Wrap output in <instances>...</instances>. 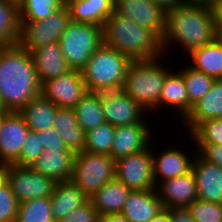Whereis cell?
<instances>
[{
    "label": "cell",
    "mask_w": 222,
    "mask_h": 222,
    "mask_svg": "<svg viewBox=\"0 0 222 222\" xmlns=\"http://www.w3.org/2000/svg\"><path fill=\"white\" fill-rule=\"evenodd\" d=\"M100 215L89 199L58 222H98Z\"/></svg>",
    "instance_id": "40"
},
{
    "label": "cell",
    "mask_w": 222,
    "mask_h": 222,
    "mask_svg": "<svg viewBox=\"0 0 222 222\" xmlns=\"http://www.w3.org/2000/svg\"><path fill=\"white\" fill-rule=\"evenodd\" d=\"M58 42L68 66L81 71L93 52L103 44V28L71 21Z\"/></svg>",
    "instance_id": "6"
},
{
    "label": "cell",
    "mask_w": 222,
    "mask_h": 222,
    "mask_svg": "<svg viewBox=\"0 0 222 222\" xmlns=\"http://www.w3.org/2000/svg\"><path fill=\"white\" fill-rule=\"evenodd\" d=\"M187 209L196 222H222V204L196 199Z\"/></svg>",
    "instance_id": "37"
},
{
    "label": "cell",
    "mask_w": 222,
    "mask_h": 222,
    "mask_svg": "<svg viewBox=\"0 0 222 222\" xmlns=\"http://www.w3.org/2000/svg\"><path fill=\"white\" fill-rule=\"evenodd\" d=\"M70 22V13L65 4L41 21H21L17 44L31 52L36 48L58 42Z\"/></svg>",
    "instance_id": "8"
},
{
    "label": "cell",
    "mask_w": 222,
    "mask_h": 222,
    "mask_svg": "<svg viewBox=\"0 0 222 222\" xmlns=\"http://www.w3.org/2000/svg\"><path fill=\"white\" fill-rule=\"evenodd\" d=\"M114 13L151 30L161 40L166 12L152 0H115Z\"/></svg>",
    "instance_id": "13"
},
{
    "label": "cell",
    "mask_w": 222,
    "mask_h": 222,
    "mask_svg": "<svg viewBox=\"0 0 222 222\" xmlns=\"http://www.w3.org/2000/svg\"><path fill=\"white\" fill-rule=\"evenodd\" d=\"M115 126L108 122L85 133L84 151L110 155L112 150Z\"/></svg>",
    "instance_id": "34"
},
{
    "label": "cell",
    "mask_w": 222,
    "mask_h": 222,
    "mask_svg": "<svg viewBox=\"0 0 222 222\" xmlns=\"http://www.w3.org/2000/svg\"><path fill=\"white\" fill-rule=\"evenodd\" d=\"M196 152L206 161L222 168V145L195 143Z\"/></svg>",
    "instance_id": "42"
},
{
    "label": "cell",
    "mask_w": 222,
    "mask_h": 222,
    "mask_svg": "<svg viewBox=\"0 0 222 222\" xmlns=\"http://www.w3.org/2000/svg\"><path fill=\"white\" fill-rule=\"evenodd\" d=\"M222 118V79L215 80L208 93L195 105L182 123L190 134L201 122Z\"/></svg>",
    "instance_id": "21"
},
{
    "label": "cell",
    "mask_w": 222,
    "mask_h": 222,
    "mask_svg": "<svg viewBox=\"0 0 222 222\" xmlns=\"http://www.w3.org/2000/svg\"><path fill=\"white\" fill-rule=\"evenodd\" d=\"M215 41L218 43V45L222 49V32L215 34Z\"/></svg>",
    "instance_id": "51"
},
{
    "label": "cell",
    "mask_w": 222,
    "mask_h": 222,
    "mask_svg": "<svg viewBox=\"0 0 222 222\" xmlns=\"http://www.w3.org/2000/svg\"><path fill=\"white\" fill-rule=\"evenodd\" d=\"M65 4V0H25L18 9V20L41 21Z\"/></svg>",
    "instance_id": "35"
},
{
    "label": "cell",
    "mask_w": 222,
    "mask_h": 222,
    "mask_svg": "<svg viewBox=\"0 0 222 222\" xmlns=\"http://www.w3.org/2000/svg\"><path fill=\"white\" fill-rule=\"evenodd\" d=\"M150 222H171L170 208H163Z\"/></svg>",
    "instance_id": "47"
},
{
    "label": "cell",
    "mask_w": 222,
    "mask_h": 222,
    "mask_svg": "<svg viewBox=\"0 0 222 222\" xmlns=\"http://www.w3.org/2000/svg\"><path fill=\"white\" fill-rule=\"evenodd\" d=\"M181 67L182 68H178V70L182 73L188 93L190 113L193 105H195L206 93L210 91L215 79L207 76L203 72L195 70L190 65Z\"/></svg>",
    "instance_id": "31"
},
{
    "label": "cell",
    "mask_w": 222,
    "mask_h": 222,
    "mask_svg": "<svg viewBox=\"0 0 222 222\" xmlns=\"http://www.w3.org/2000/svg\"><path fill=\"white\" fill-rule=\"evenodd\" d=\"M191 135V136H190ZM195 143L222 145V118L208 119L201 122L190 134Z\"/></svg>",
    "instance_id": "36"
},
{
    "label": "cell",
    "mask_w": 222,
    "mask_h": 222,
    "mask_svg": "<svg viewBox=\"0 0 222 222\" xmlns=\"http://www.w3.org/2000/svg\"><path fill=\"white\" fill-rule=\"evenodd\" d=\"M6 113H0V126H1V123H2V120H3V116L5 115Z\"/></svg>",
    "instance_id": "53"
},
{
    "label": "cell",
    "mask_w": 222,
    "mask_h": 222,
    "mask_svg": "<svg viewBox=\"0 0 222 222\" xmlns=\"http://www.w3.org/2000/svg\"><path fill=\"white\" fill-rule=\"evenodd\" d=\"M50 197L55 222L60 221L89 200V197L72 180L56 182Z\"/></svg>",
    "instance_id": "25"
},
{
    "label": "cell",
    "mask_w": 222,
    "mask_h": 222,
    "mask_svg": "<svg viewBox=\"0 0 222 222\" xmlns=\"http://www.w3.org/2000/svg\"><path fill=\"white\" fill-rule=\"evenodd\" d=\"M150 125V123H137L115 127L110 156L117 160L148 148L153 133Z\"/></svg>",
    "instance_id": "17"
},
{
    "label": "cell",
    "mask_w": 222,
    "mask_h": 222,
    "mask_svg": "<svg viewBox=\"0 0 222 222\" xmlns=\"http://www.w3.org/2000/svg\"><path fill=\"white\" fill-rule=\"evenodd\" d=\"M155 4L160 6L165 12L176 8L185 3V0H152Z\"/></svg>",
    "instance_id": "45"
},
{
    "label": "cell",
    "mask_w": 222,
    "mask_h": 222,
    "mask_svg": "<svg viewBox=\"0 0 222 222\" xmlns=\"http://www.w3.org/2000/svg\"><path fill=\"white\" fill-rule=\"evenodd\" d=\"M100 99L104 120L112 126L149 123L145 118L148 112L123 90L101 92Z\"/></svg>",
    "instance_id": "11"
},
{
    "label": "cell",
    "mask_w": 222,
    "mask_h": 222,
    "mask_svg": "<svg viewBox=\"0 0 222 222\" xmlns=\"http://www.w3.org/2000/svg\"><path fill=\"white\" fill-rule=\"evenodd\" d=\"M57 108L53 102L40 94L25 105L19 113L30 131L40 132L53 127Z\"/></svg>",
    "instance_id": "27"
},
{
    "label": "cell",
    "mask_w": 222,
    "mask_h": 222,
    "mask_svg": "<svg viewBox=\"0 0 222 222\" xmlns=\"http://www.w3.org/2000/svg\"><path fill=\"white\" fill-rule=\"evenodd\" d=\"M40 94L31 53L18 44L0 47V98L5 109L19 112Z\"/></svg>",
    "instance_id": "1"
},
{
    "label": "cell",
    "mask_w": 222,
    "mask_h": 222,
    "mask_svg": "<svg viewBox=\"0 0 222 222\" xmlns=\"http://www.w3.org/2000/svg\"><path fill=\"white\" fill-rule=\"evenodd\" d=\"M216 33L222 32V0H214L210 5Z\"/></svg>",
    "instance_id": "44"
},
{
    "label": "cell",
    "mask_w": 222,
    "mask_h": 222,
    "mask_svg": "<svg viewBox=\"0 0 222 222\" xmlns=\"http://www.w3.org/2000/svg\"><path fill=\"white\" fill-rule=\"evenodd\" d=\"M79 126L86 133L105 122L100 93L88 92L73 107Z\"/></svg>",
    "instance_id": "30"
},
{
    "label": "cell",
    "mask_w": 222,
    "mask_h": 222,
    "mask_svg": "<svg viewBox=\"0 0 222 222\" xmlns=\"http://www.w3.org/2000/svg\"><path fill=\"white\" fill-rule=\"evenodd\" d=\"M19 202L6 181L0 187V222H16Z\"/></svg>",
    "instance_id": "39"
},
{
    "label": "cell",
    "mask_w": 222,
    "mask_h": 222,
    "mask_svg": "<svg viewBox=\"0 0 222 222\" xmlns=\"http://www.w3.org/2000/svg\"><path fill=\"white\" fill-rule=\"evenodd\" d=\"M131 191L125 184L114 178L89 199L100 216L121 213Z\"/></svg>",
    "instance_id": "26"
},
{
    "label": "cell",
    "mask_w": 222,
    "mask_h": 222,
    "mask_svg": "<svg viewBox=\"0 0 222 222\" xmlns=\"http://www.w3.org/2000/svg\"><path fill=\"white\" fill-rule=\"evenodd\" d=\"M189 63L195 70L203 72L215 80L222 79V49L218 43L213 42L194 49L187 54Z\"/></svg>",
    "instance_id": "29"
},
{
    "label": "cell",
    "mask_w": 222,
    "mask_h": 222,
    "mask_svg": "<svg viewBox=\"0 0 222 222\" xmlns=\"http://www.w3.org/2000/svg\"><path fill=\"white\" fill-rule=\"evenodd\" d=\"M53 127L57 129L68 149L75 153L85 147V132L79 126L73 108L58 107Z\"/></svg>",
    "instance_id": "28"
},
{
    "label": "cell",
    "mask_w": 222,
    "mask_h": 222,
    "mask_svg": "<svg viewBox=\"0 0 222 222\" xmlns=\"http://www.w3.org/2000/svg\"><path fill=\"white\" fill-rule=\"evenodd\" d=\"M165 55L151 60H133L122 90L146 112H158V102L170 66L162 64ZM162 60V62H161Z\"/></svg>",
    "instance_id": "4"
},
{
    "label": "cell",
    "mask_w": 222,
    "mask_h": 222,
    "mask_svg": "<svg viewBox=\"0 0 222 222\" xmlns=\"http://www.w3.org/2000/svg\"><path fill=\"white\" fill-rule=\"evenodd\" d=\"M214 0H185V3L210 5Z\"/></svg>",
    "instance_id": "50"
},
{
    "label": "cell",
    "mask_w": 222,
    "mask_h": 222,
    "mask_svg": "<svg viewBox=\"0 0 222 222\" xmlns=\"http://www.w3.org/2000/svg\"><path fill=\"white\" fill-rule=\"evenodd\" d=\"M7 164H0V187L6 182Z\"/></svg>",
    "instance_id": "48"
},
{
    "label": "cell",
    "mask_w": 222,
    "mask_h": 222,
    "mask_svg": "<svg viewBox=\"0 0 222 222\" xmlns=\"http://www.w3.org/2000/svg\"><path fill=\"white\" fill-rule=\"evenodd\" d=\"M88 93L79 70L44 81L41 84V95L57 107L73 108Z\"/></svg>",
    "instance_id": "12"
},
{
    "label": "cell",
    "mask_w": 222,
    "mask_h": 222,
    "mask_svg": "<svg viewBox=\"0 0 222 222\" xmlns=\"http://www.w3.org/2000/svg\"><path fill=\"white\" fill-rule=\"evenodd\" d=\"M8 111L5 109L2 101H1V98H0V113H7Z\"/></svg>",
    "instance_id": "52"
},
{
    "label": "cell",
    "mask_w": 222,
    "mask_h": 222,
    "mask_svg": "<svg viewBox=\"0 0 222 222\" xmlns=\"http://www.w3.org/2000/svg\"><path fill=\"white\" fill-rule=\"evenodd\" d=\"M103 44L132 60H151L164 55L161 40L151 30L115 13L103 25Z\"/></svg>",
    "instance_id": "3"
},
{
    "label": "cell",
    "mask_w": 222,
    "mask_h": 222,
    "mask_svg": "<svg viewBox=\"0 0 222 222\" xmlns=\"http://www.w3.org/2000/svg\"><path fill=\"white\" fill-rule=\"evenodd\" d=\"M165 106H169V110L175 108L174 111H179V114L181 115V122L189 114L188 93L185 87L182 73L178 69L175 71L170 70L166 74L163 88L159 97L158 112L159 109L163 110V107Z\"/></svg>",
    "instance_id": "24"
},
{
    "label": "cell",
    "mask_w": 222,
    "mask_h": 222,
    "mask_svg": "<svg viewBox=\"0 0 222 222\" xmlns=\"http://www.w3.org/2000/svg\"><path fill=\"white\" fill-rule=\"evenodd\" d=\"M115 178V160L106 154L78 152L74 158L72 182L89 198Z\"/></svg>",
    "instance_id": "7"
},
{
    "label": "cell",
    "mask_w": 222,
    "mask_h": 222,
    "mask_svg": "<svg viewBox=\"0 0 222 222\" xmlns=\"http://www.w3.org/2000/svg\"><path fill=\"white\" fill-rule=\"evenodd\" d=\"M151 154L153 158V178L155 185L157 186L160 182L169 180L175 177H180L191 171V166L194 156L189 151L190 154L187 155L181 147L178 149L176 146L168 145L165 147V151L161 150L159 154L155 153L157 150H152L154 144L151 143ZM154 151V152H153ZM162 152V153H161Z\"/></svg>",
    "instance_id": "15"
},
{
    "label": "cell",
    "mask_w": 222,
    "mask_h": 222,
    "mask_svg": "<svg viewBox=\"0 0 222 222\" xmlns=\"http://www.w3.org/2000/svg\"><path fill=\"white\" fill-rule=\"evenodd\" d=\"M115 178L131 190L155 189L151 145L141 152L115 160Z\"/></svg>",
    "instance_id": "9"
},
{
    "label": "cell",
    "mask_w": 222,
    "mask_h": 222,
    "mask_svg": "<svg viewBox=\"0 0 222 222\" xmlns=\"http://www.w3.org/2000/svg\"><path fill=\"white\" fill-rule=\"evenodd\" d=\"M37 133L41 135V143L45 150L72 151L68 149L56 128L48 127Z\"/></svg>",
    "instance_id": "41"
},
{
    "label": "cell",
    "mask_w": 222,
    "mask_h": 222,
    "mask_svg": "<svg viewBox=\"0 0 222 222\" xmlns=\"http://www.w3.org/2000/svg\"><path fill=\"white\" fill-rule=\"evenodd\" d=\"M30 53L40 84L46 80L67 74L72 70L64 58L59 42L36 48Z\"/></svg>",
    "instance_id": "19"
},
{
    "label": "cell",
    "mask_w": 222,
    "mask_h": 222,
    "mask_svg": "<svg viewBox=\"0 0 222 222\" xmlns=\"http://www.w3.org/2000/svg\"><path fill=\"white\" fill-rule=\"evenodd\" d=\"M75 155L73 151L44 150L31 168L55 182L71 180Z\"/></svg>",
    "instance_id": "22"
},
{
    "label": "cell",
    "mask_w": 222,
    "mask_h": 222,
    "mask_svg": "<svg viewBox=\"0 0 222 222\" xmlns=\"http://www.w3.org/2000/svg\"><path fill=\"white\" fill-rule=\"evenodd\" d=\"M163 208L156 188L132 190L121 213L130 222H150Z\"/></svg>",
    "instance_id": "20"
},
{
    "label": "cell",
    "mask_w": 222,
    "mask_h": 222,
    "mask_svg": "<svg viewBox=\"0 0 222 222\" xmlns=\"http://www.w3.org/2000/svg\"><path fill=\"white\" fill-rule=\"evenodd\" d=\"M171 222H196L187 207L170 208Z\"/></svg>",
    "instance_id": "43"
},
{
    "label": "cell",
    "mask_w": 222,
    "mask_h": 222,
    "mask_svg": "<svg viewBox=\"0 0 222 222\" xmlns=\"http://www.w3.org/2000/svg\"><path fill=\"white\" fill-rule=\"evenodd\" d=\"M132 61L127 55L102 44L80 71L88 92L122 90Z\"/></svg>",
    "instance_id": "5"
},
{
    "label": "cell",
    "mask_w": 222,
    "mask_h": 222,
    "mask_svg": "<svg viewBox=\"0 0 222 222\" xmlns=\"http://www.w3.org/2000/svg\"><path fill=\"white\" fill-rule=\"evenodd\" d=\"M18 10L0 0V47L15 45L18 42Z\"/></svg>",
    "instance_id": "33"
},
{
    "label": "cell",
    "mask_w": 222,
    "mask_h": 222,
    "mask_svg": "<svg viewBox=\"0 0 222 222\" xmlns=\"http://www.w3.org/2000/svg\"><path fill=\"white\" fill-rule=\"evenodd\" d=\"M191 170L196 178L197 199L222 204V168L204 160L195 150Z\"/></svg>",
    "instance_id": "16"
},
{
    "label": "cell",
    "mask_w": 222,
    "mask_h": 222,
    "mask_svg": "<svg viewBox=\"0 0 222 222\" xmlns=\"http://www.w3.org/2000/svg\"><path fill=\"white\" fill-rule=\"evenodd\" d=\"M98 222H130L122 213L107 214L99 217Z\"/></svg>",
    "instance_id": "46"
},
{
    "label": "cell",
    "mask_w": 222,
    "mask_h": 222,
    "mask_svg": "<svg viewBox=\"0 0 222 222\" xmlns=\"http://www.w3.org/2000/svg\"><path fill=\"white\" fill-rule=\"evenodd\" d=\"M215 25L209 5L184 3L166 12L162 51L168 57L171 44L180 45L187 54L215 40Z\"/></svg>",
    "instance_id": "2"
},
{
    "label": "cell",
    "mask_w": 222,
    "mask_h": 222,
    "mask_svg": "<svg viewBox=\"0 0 222 222\" xmlns=\"http://www.w3.org/2000/svg\"><path fill=\"white\" fill-rule=\"evenodd\" d=\"M6 181L19 203L42 197H50L56 182L31 167L7 165Z\"/></svg>",
    "instance_id": "10"
},
{
    "label": "cell",
    "mask_w": 222,
    "mask_h": 222,
    "mask_svg": "<svg viewBox=\"0 0 222 222\" xmlns=\"http://www.w3.org/2000/svg\"><path fill=\"white\" fill-rule=\"evenodd\" d=\"M11 5H13L17 10L23 5L25 0H3Z\"/></svg>",
    "instance_id": "49"
},
{
    "label": "cell",
    "mask_w": 222,
    "mask_h": 222,
    "mask_svg": "<svg viewBox=\"0 0 222 222\" xmlns=\"http://www.w3.org/2000/svg\"><path fill=\"white\" fill-rule=\"evenodd\" d=\"M158 196L164 208L187 207L197 199V186L194 173L160 182L156 186Z\"/></svg>",
    "instance_id": "18"
},
{
    "label": "cell",
    "mask_w": 222,
    "mask_h": 222,
    "mask_svg": "<svg viewBox=\"0 0 222 222\" xmlns=\"http://www.w3.org/2000/svg\"><path fill=\"white\" fill-rule=\"evenodd\" d=\"M65 5L71 21L103 28L105 21L114 13L115 0H65Z\"/></svg>",
    "instance_id": "23"
},
{
    "label": "cell",
    "mask_w": 222,
    "mask_h": 222,
    "mask_svg": "<svg viewBox=\"0 0 222 222\" xmlns=\"http://www.w3.org/2000/svg\"><path fill=\"white\" fill-rule=\"evenodd\" d=\"M44 150V146L41 143V135L37 132L29 131L22 146L20 158L14 163V165L31 167V165L40 158V155Z\"/></svg>",
    "instance_id": "38"
},
{
    "label": "cell",
    "mask_w": 222,
    "mask_h": 222,
    "mask_svg": "<svg viewBox=\"0 0 222 222\" xmlns=\"http://www.w3.org/2000/svg\"><path fill=\"white\" fill-rule=\"evenodd\" d=\"M16 222H55L51 197H42L19 203Z\"/></svg>",
    "instance_id": "32"
},
{
    "label": "cell",
    "mask_w": 222,
    "mask_h": 222,
    "mask_svg": "<svg viewBox=\"0 0 222 222\" xmlns=\"http://www.w3.org/2000/svg\"><path fill=\"white\" fill-rule=\"evenodd\" d=\"M29 127L19 112L8 111L0 126V164H14L29 133Z\"/></svg>",
    "instance_id": "14"
}]
</instances>
